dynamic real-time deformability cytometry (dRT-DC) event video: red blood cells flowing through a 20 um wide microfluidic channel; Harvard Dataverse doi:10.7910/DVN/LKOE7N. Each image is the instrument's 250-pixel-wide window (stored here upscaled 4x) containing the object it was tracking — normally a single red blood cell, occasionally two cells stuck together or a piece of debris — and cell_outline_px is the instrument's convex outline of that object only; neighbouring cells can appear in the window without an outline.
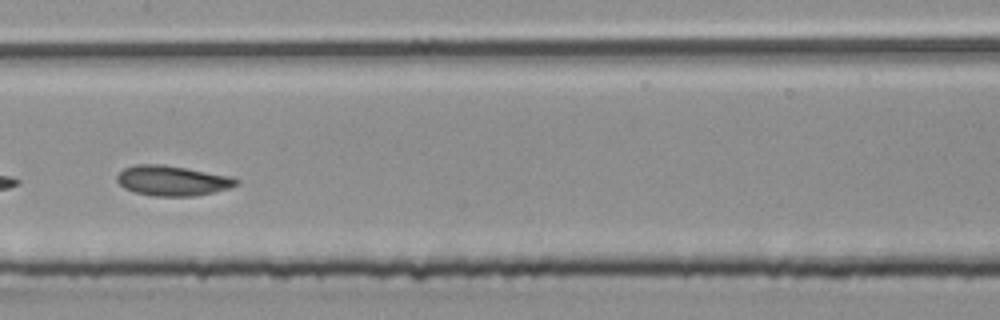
{"species": "common noctule bat (a hibernating species)", "species_latin": "Nyctalus noctula", "temperature_condition": "room temperature", "stored_images_in_passage": 24, "camera_frame_rate_fps": 3000, "um_per_image_px": 0.085, "animal": {"sex": "male", "body_mass_g": 20.4}, "frame": {"image": 1, "passage_image": 21, "time_ms": 6.667, "image_size_px": [1000, 320], "cell_outline_px": [[240, 184], [228, 188], [212, 192], [192, 196], [152, 196], [136, 192], [124, 188], [116, 180], [116, 176], [124, 168], [136, 164], [160, 164], [232, 176], [240, 180]], "centroid_in_image_um": [14.65, 15.35], "position_along_channel_um": 192.7, "area_um2": 20.81}}